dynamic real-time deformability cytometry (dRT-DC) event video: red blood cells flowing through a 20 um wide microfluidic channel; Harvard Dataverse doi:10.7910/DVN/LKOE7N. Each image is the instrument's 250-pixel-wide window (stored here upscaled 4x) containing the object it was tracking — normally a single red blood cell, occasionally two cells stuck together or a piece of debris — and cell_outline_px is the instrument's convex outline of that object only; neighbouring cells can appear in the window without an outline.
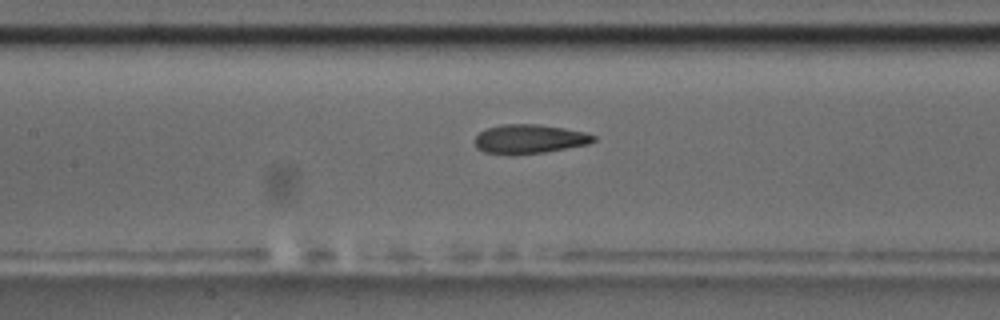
{"species": "common noctule bat (a hibernating species)", "species_latin": "Nyctalus noctula", "temperature_condition": "room temperature", "stored_images_in_passage": 42, "camera_frame_rate_fps": 3000, "um_per_image_px": 0.085, "animal": {"sex": "male", "body_mass_g": 17.5, "forearm_length_mm": 52.3}, "frame": {"image": 1, "passage_image": 13, "time_ms": 4.0, "image_size_px": [1000, 320], "cell_outline_px": [[596, 140], [588, 144], [568, 148], [544, 152], [512, 156], [508, 156], [484, 152], [476, 148], [476, 136], [480, 132], [488, 128], [500, 124], [540, 124], [564, 128], [584, 132], [596, 136]], "centroid_in_image_um": [44.98, 11.83], "position_along_channel_um": 162.4, "area_um2": 20.4}, "authors_computed_cell_mechanics": {"area_um2": 20.5768, "velocity_mm_per_s": 3.7514, "shape_relaxation_time_tau1_ms": 10.4006, "shape_relaxation_time_tau2_ms": 1.7448, "deformation_change_tau1": 0.2267, "deformation_change_tau2": 0.0974}}